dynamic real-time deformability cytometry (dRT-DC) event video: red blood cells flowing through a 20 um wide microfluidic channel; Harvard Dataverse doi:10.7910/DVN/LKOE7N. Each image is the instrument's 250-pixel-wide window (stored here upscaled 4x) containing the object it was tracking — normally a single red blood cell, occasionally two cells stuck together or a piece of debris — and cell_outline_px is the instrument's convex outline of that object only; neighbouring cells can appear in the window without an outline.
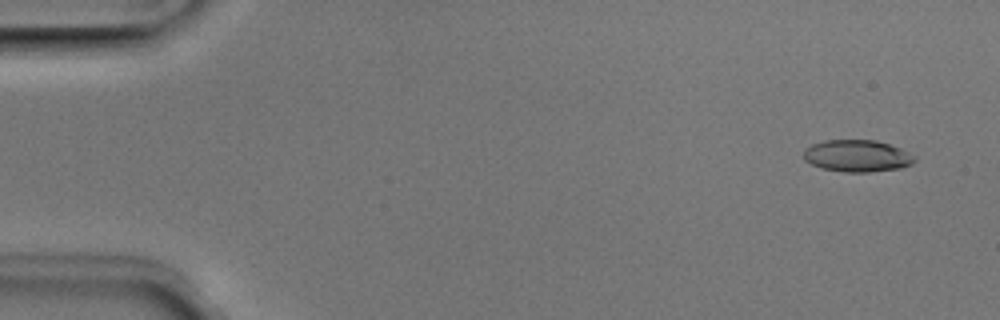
{"species": "Egyptian fruit bat (a non-hibernating species)", "species_latin": "Rousettus aegyptiacus", "temperature_condition": "room temperature", "stored_images_in_passage": 51, "camera_frame_rate_fps": 3000, "um_per_image_px": 0.085, "animal": {"sex": "male"}, "frame": {"image": 1, "passage_image": 3, "time_ms": 0.667, "image_size_px": [1000, 320], "cell_outline_px": [[916, 160], [912, 164], [900, 168], [868, 172], [844, 172], [820, 168], [804, 160], [804, 148], [812, 144], [824, 140], [876, 140], [900, 148], [916, 156]], "centroid_in_image_um": [72.85, 13.25], "position_along_channel_um": 12.1, "area_um2": 20.75}}
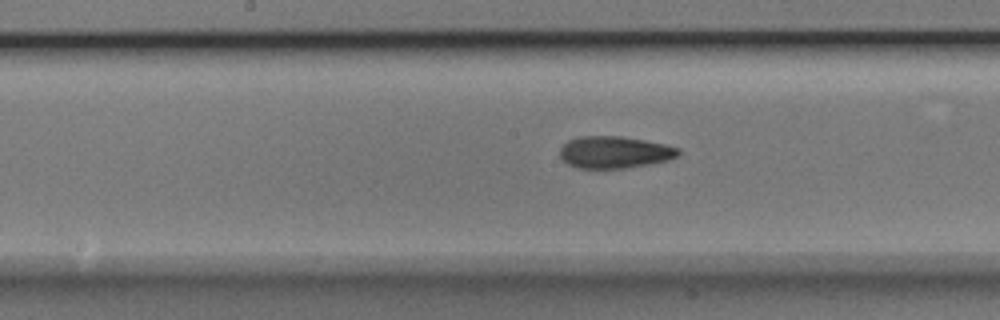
{"frame": {"image": 2, "passage_image": 26, "time_ms": 8.333, "image_size_px": [1000, 320], "cell_outline_px": [[680, 152], [676, 156], [668, 160], [648, 164], [624, 168], [580, 168], [568, 164], [560, 156], [560, 148], [568, 140], [580, 136], [620, 136], [644, 140], [664, 144], [680, 148]], "centroid_in_image_um": [52.23, 12.93], "position_along_channel_um": 196.0, "area_um2": 21.91}}
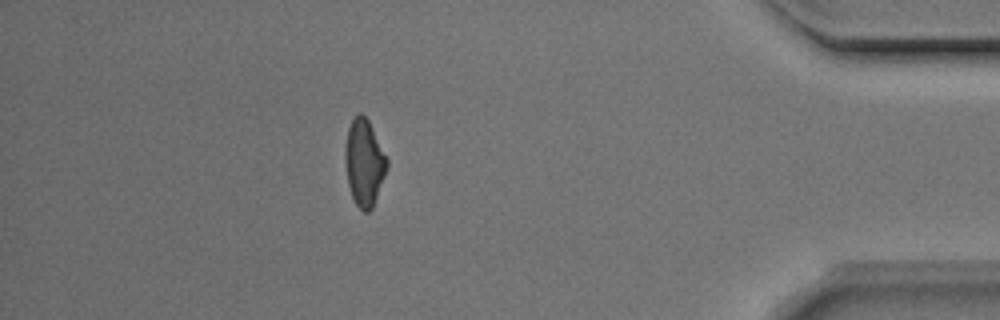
{"frame": {"image": 3, "passage_image": 45, "time_ms": 14.667, "image_size_px": [1000, 320], "cell_outline_px": [[388, 164], [384, 176], [372, 208], [368, 212], [364, 212], [356, 204], [352, 196], [348, 184], [344, 160], [344, 152], [348, 128], [352, 120], [360, 112], [368, 120], [388, 160]], "centroid_in_image_um": [30.94, 13.82], "position_along_channel_um": 404.3, "area_um2": 20.75}, "authors_computed_cell_mechanics": {"area_um2": 21.2704, "velocity_mm_per_s": 3.9942, "shape_relaxation_time_tau1_ms": 3.6435, "shape_relaxation_time_tau2_ms": 2.6087, "deformation_change_tau1": 0.1375, "deformation_change_tau2": 0.1056}}